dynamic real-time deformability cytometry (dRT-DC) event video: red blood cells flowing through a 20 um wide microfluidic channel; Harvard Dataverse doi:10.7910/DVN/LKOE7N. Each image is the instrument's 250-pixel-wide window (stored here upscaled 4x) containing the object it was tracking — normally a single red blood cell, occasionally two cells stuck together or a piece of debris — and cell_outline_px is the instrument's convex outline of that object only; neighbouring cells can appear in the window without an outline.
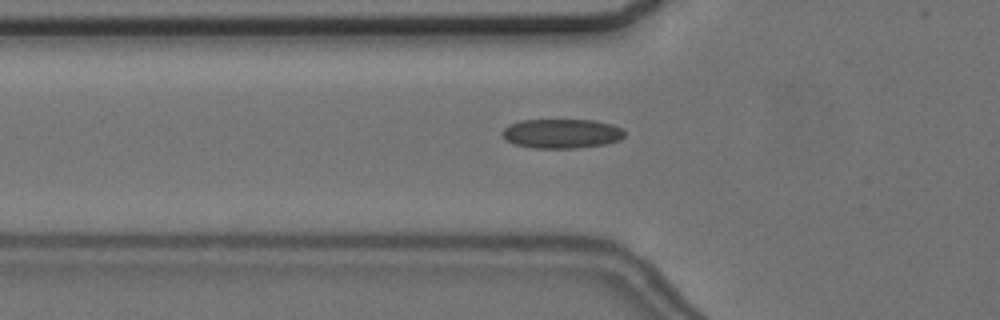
{"species": "common noctule bat (a hibernating species)", "species_latin": "Nyctalus noctula", "temperature_condition": "cold", "stored_images_in_passage": 57, "camera_frame_rate_fps": 3000, "um_per_image_px": 0.085, "animal": {"sex": "female", "body_mass_g": 24.6, "forearm_length_mm": 56.2}, "frame": {"image": 1, "passage_image": 20, "time_ms": 6.333, "image_size_px": [1000, 320], "cell_outline_px": [[624, 136], [620, 140], [604, 144], [572, 148], [532, 148], [516, 144], [508, 140], [500, 132], [508, 124], [520, 120], [596, 120], [612, 124], [624, 128]], "centroid_in_image_um": [47.75, 11.34], "position_along_channel_um": 78.0, "area_um2": 20.98}}
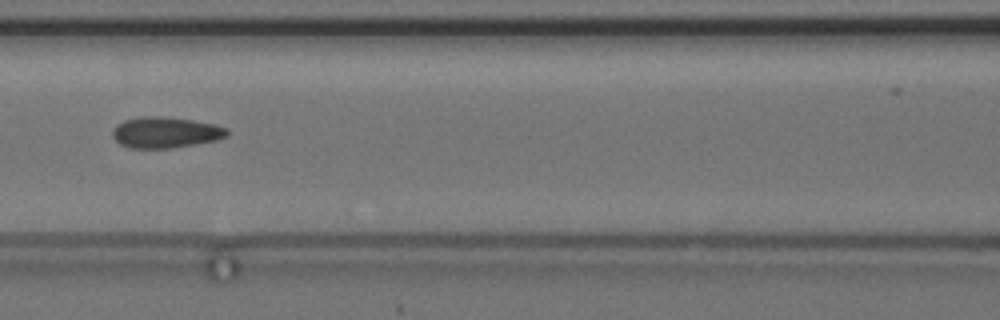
{"frame": {"image": 2, "passage_image": 26, "time_ms": 8.333, "image_size_px": [1000, 320], "cell_outline_px": [[228, 136], [216, 140], [168, 148], [128, 148], [120, 144], [112, 136], [112, 132], [116, 124], [124, 120], [140, 116], [160, 116], [192, 120], [216, 124], [228, 128]], "centroid_in_image_um": [14.05, 11.24], "position_along_channel_um": 152.5, "area_um2": 20.69}}
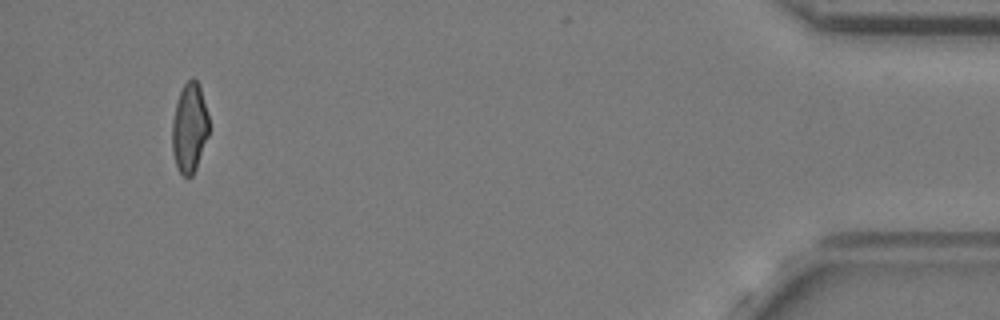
{"frame": {"image": 3, "passage_image": 54, "time_ms": 17.667, "image_size_px": [1000, 320], "cell_outline_px": [[208, 136], [196, 168], [192, 176], [184, 176], [180, 172], [176, 164], [172, 152], [172, 120], [176, 104], [180, 92], [184, 84], [192, 76], [200, 84], [208, 116]], "centroid_in_image_um": [16.1, 10.84], "position_along_channel_um": 419.1, "area_um2": 19.13}, "authors_computed_cell_mechanics": {"area_um2": 20.0566, "velocity_mm_per_s": 3.6579, "shape_relaxation_time_tau1_ms": 8.4718, "shape_relaxation_time_tau2_ms": 1.7652, "deformation_change_tau1": 0.1509, "deformation_change_tau2": 0.0796}}